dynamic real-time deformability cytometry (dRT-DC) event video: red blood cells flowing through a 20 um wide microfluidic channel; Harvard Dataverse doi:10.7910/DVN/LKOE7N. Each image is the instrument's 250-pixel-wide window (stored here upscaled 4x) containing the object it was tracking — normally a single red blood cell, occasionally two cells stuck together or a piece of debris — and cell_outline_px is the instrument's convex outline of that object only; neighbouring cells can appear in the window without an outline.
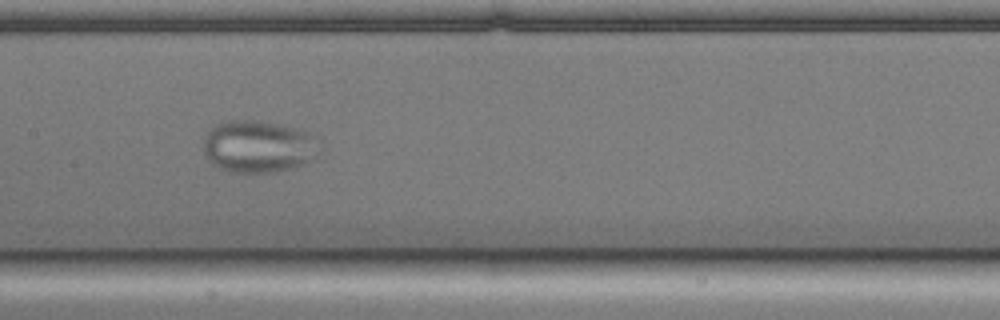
{"species": "common noctule bat (a hibernating species)", "species_latin": "Nyctalus noctula", "temperature_condition": "cold", "stored_images_in_passage": 46, "camera_frame_rate_fps": 3000, "um_per_image_px": 0.085, "animal": {"sex": "male", "body_mass_g": 17.9, "forearm_length_mm": 54.2}, "frame": {"image": 1, "passage_image": 24, "time_ms": 7.667, "image_size_px": [1000, 320], "cell_outline_px": [[308, 136], [304, 164], [292, 168], [272, 172], [232, 172], [220, 168], [212, 164], [204, 152], [204, 140], [208, 132], [216, 124], [228, 120], [256, 120], [296, 128], [308, 132]], "centroid_in_image_um": [21.7, 12.44], "position_along_channel_um": 185.7, "area_um2": 33.18}}
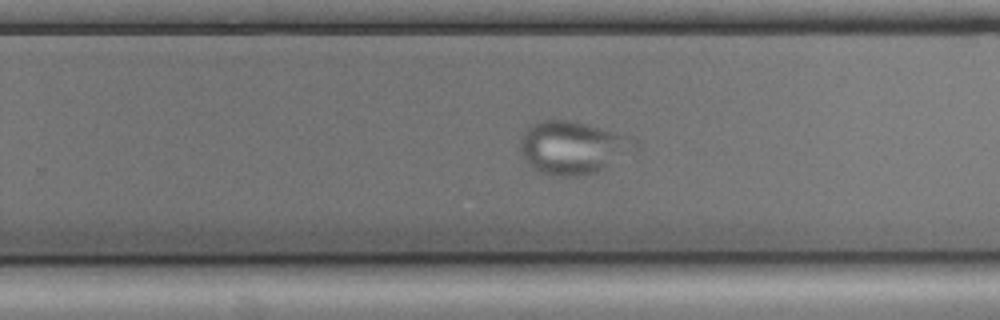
{"frame": {"image": 2, "passage_image": 32, "time_ms": 10.333, "image_size_px": [1000, 320], "cell_outline_px": [[640, 148], [636, 152], [608, 168], [596, 172], [576, 176], [556, 176], [540, 172], [532, 168], [520, 156], [520, 140], [528, 124], [540, 120], [572, 120], [636, 136]], "centroid_in_image_um": [48.77, 12.53], "position_along_channel_um": 281.0, "area_um2": 36.76}}
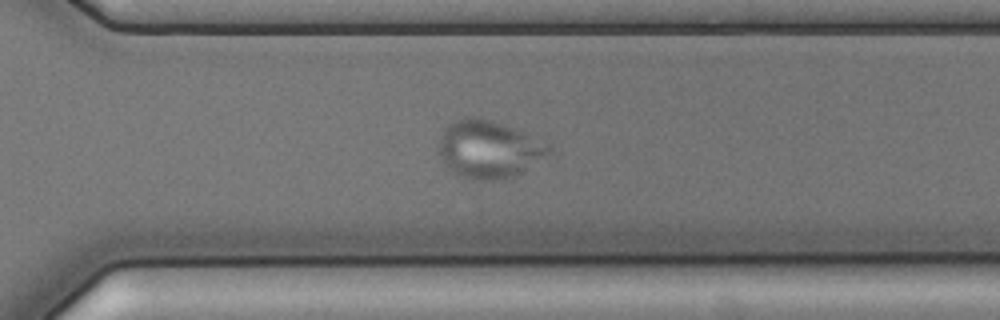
{"frame": {"image": 3, "passage_image": 36, "time_ms": 11.667, "image_size_px": [1000, 320], "cell_outline_px": [[552, 152], [520, 172], [512, 176], [496, 180], [476, 180], [460, 176], [452, 172], [448, 168], [436, 152], [436, 144], [444, 128], [448, 124], [464, 116], [476, 116], [492, 120], [524, 132], [552, 144]], "centroid_in_image_um": [41.5, 12.66], "position_along_channel_um": 329.1, "area_um2": 37.4}}